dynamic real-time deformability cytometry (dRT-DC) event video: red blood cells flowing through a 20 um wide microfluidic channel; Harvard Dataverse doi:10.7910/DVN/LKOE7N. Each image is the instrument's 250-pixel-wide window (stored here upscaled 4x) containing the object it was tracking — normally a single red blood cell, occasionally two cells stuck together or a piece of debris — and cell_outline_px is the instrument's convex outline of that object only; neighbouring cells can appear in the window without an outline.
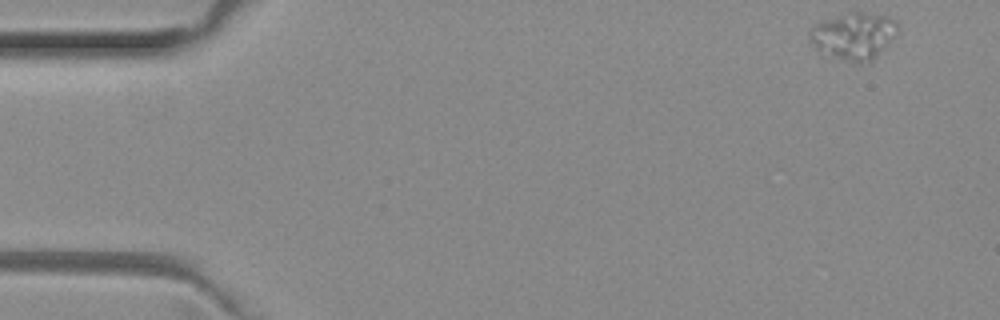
{"species": "common noctule bat (a hibernating species)", "species_latin": "Nyctalus noctula", "temperature_condition": "room temperature", "stored_images_in_passage": 12, "camera_frame_rate_fps": 3000, "um_per_image_px": 0.085, "animal": {"sex": "female", "body_mass_g": 29.2, "forearm_length_mm": 56.3}, "frame": {"image": 1, "passage_image": 1, "time_ms": 0.0, "image_size_px": [1000, 320], "cell_outline_px": [[900, 28], [872, 64], [856, 64], [820, 52], [812, 44], [808, 32], [820, 20], [852, 12], [864, 12], [888, 16], [896, 20]], "centroid_in_image_um": [72.6, 3.08], "position_along_channel_um": 12.4, "area_um2": 24.51}}
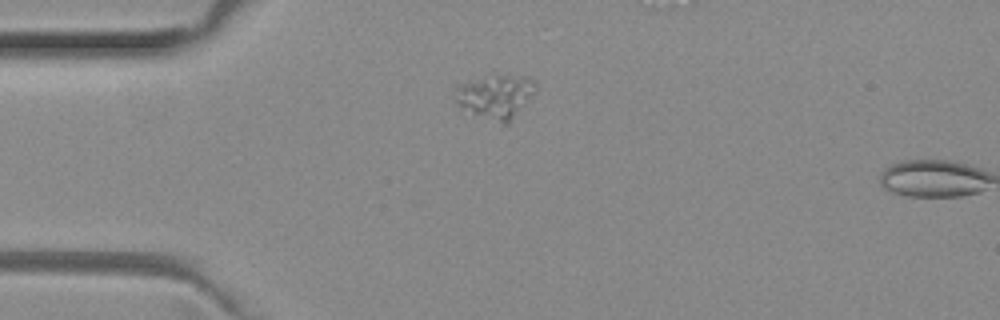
{"frame": {"image": 2, "passage_image": 11, "time_ms": 3.333, "image_size_px": [1000, 320], "cell_outline_px": [[536, 92], [508, 124], [504, 124], [460, 108], [456, 104], [456, 84], [488, 72], [496, 72], [528, 76], [536, 84]], "centroid_in_image_um": [42.12, 8.1], "position_along_channel_um": 42.9, "area_um2": 21.44}}